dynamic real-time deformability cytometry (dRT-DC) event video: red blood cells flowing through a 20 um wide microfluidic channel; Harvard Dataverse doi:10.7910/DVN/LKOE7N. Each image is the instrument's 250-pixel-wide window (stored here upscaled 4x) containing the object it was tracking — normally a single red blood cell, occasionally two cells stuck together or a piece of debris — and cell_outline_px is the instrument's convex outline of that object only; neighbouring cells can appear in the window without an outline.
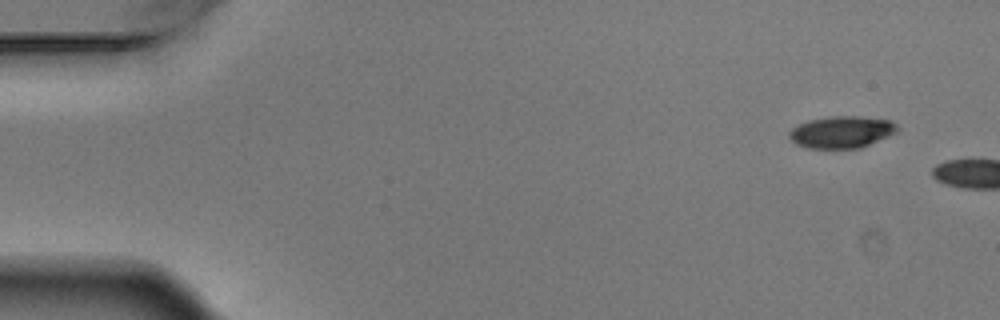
{"species": "Egyptian fruit bat (a non-hibernating species)", "species_latin": "Rousettus aegyptiacus", "temperature_condition": "warm", "stored_images_in_passage": 2, "camera_frame_rate_fps": 3000, "um_per_image_px": 0.085, "animal": {"sex": "male"}, "frame": {"image": 1, "passage_image": 1, "time_ms": 0.0, "image_size_px": [1000, 320], "cell_outline_px": [[900, 132], [860, 148], [808, 148], [796, 144], [788, 136], [788, 132], [792, 128], [808, 120], [832, 116], [860, 116], [888, 120], [896, 124], [900, 128]], "centroid_in_image_um": [71.57, 11.22], "position_along_channel_um": 13.4, "area_um2": 20.23}}